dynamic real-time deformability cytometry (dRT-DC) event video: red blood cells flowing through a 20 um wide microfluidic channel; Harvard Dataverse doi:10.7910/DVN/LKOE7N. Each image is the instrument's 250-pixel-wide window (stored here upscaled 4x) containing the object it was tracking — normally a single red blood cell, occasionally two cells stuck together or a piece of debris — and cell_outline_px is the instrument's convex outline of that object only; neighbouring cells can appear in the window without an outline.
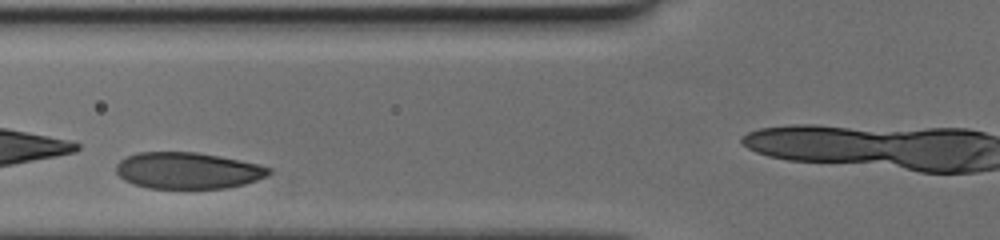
{"species": "human", "species_latin": "Homo sapiens", "temperature_condition": "cold", "stored_images_in_passage": 34, "camera_frame_rate_fps": 3000, "um_per_image_px": 0.085, "donor": {"sex": "female"}, "frame": {"image": 1, "passage_image": 12, "time_ms": 3.667, "image_size_px": [1000, 240], "cell_outline_px": [[272, 172], [256, 180], [244, 184], [228, 188], [148, 188], [132, 184], [124, 180], [116, 172], [116, 164], [120, 160], [136, 152], [196, 152], [220, 156], [260, 164], [272, 168]], "centroid_in_image_um": [15.96, 14.49], "position_along_channel_um": 109.8, "area_um2": 32.54}}
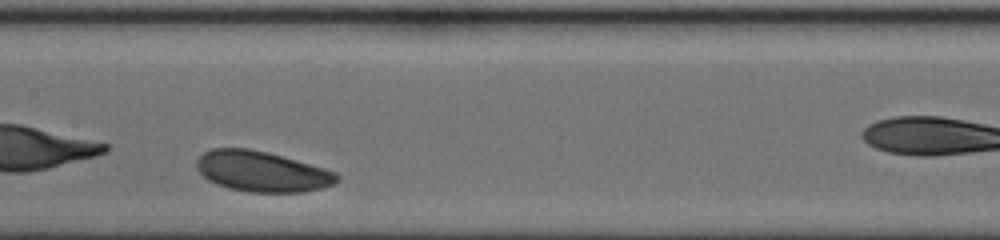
{"frame": {"image": 2, "passage_image": 18, "time_ms": 5.667, "image_size_px": [1000, 240], "cell_outline_px": [[340, 180], [324, 188], [300, 192], [248, 192], [228, 188], [216, 184], [208, 180], [196, 168], [196, 160], [204, 152], [212, 148], [248, 148], [268, 152], [324, 168], [336, 172], [340, 176]], "centroid_in_image_um": [22.26, 14.57], "position_along_channel_um": 185.1, "area_um2": 33.18}}
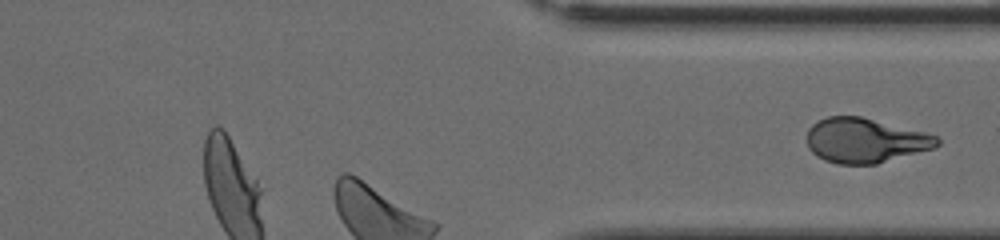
{"frame": {"image": 3, "passage_image": 34, "time_ms": 11.0, "image_size_px": [1000, 240], "cell_outline_px": [[940, 144], [936, 148], [876, 164], [836, 164], [824, 160], [816, 156], [808, 148], [808, 128], [816, 120], [828, 116], [860, 116], [936, 136], [940, 140]], "centroid_in_image_um": [73.5, 11.95], "position_along_channel_um": 337.9, "area_um2": 33.81}}